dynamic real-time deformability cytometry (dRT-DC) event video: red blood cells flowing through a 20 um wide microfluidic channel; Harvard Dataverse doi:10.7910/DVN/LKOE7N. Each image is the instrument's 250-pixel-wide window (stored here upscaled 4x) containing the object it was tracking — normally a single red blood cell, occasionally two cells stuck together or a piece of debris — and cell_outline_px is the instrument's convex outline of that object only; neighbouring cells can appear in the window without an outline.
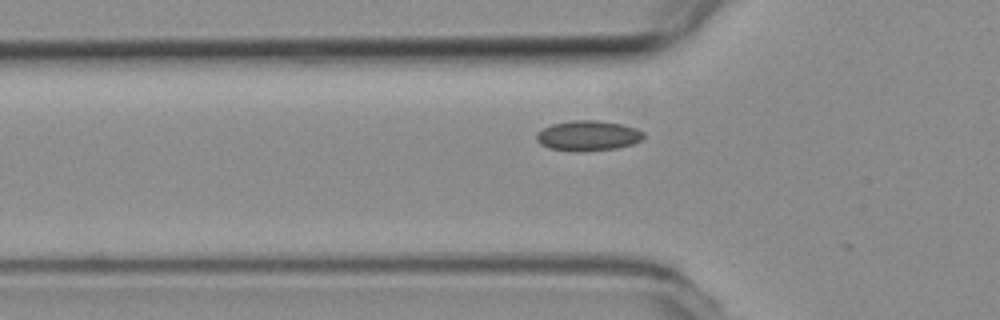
{"species": "common noctule bat (a hibernating species)", "species_latin": "Nyctalus noctula", "temperature_condition": "room temperature", "stored_images_in_passage": 2, "camera_frame_rate_fps": 3000, "um_per_image_px": 0.085, "animal": {"sex": "female", "body_mass_g": 19.3, "forearm_length_mm": 54.1}, "frame": {"image": 1, "passage_image": 2, "time_ms": 0.333, "image_size_px": [1000, 320], "cell_outline_px": [[644, 136], [640, 140], [632, 144], [616, 148], [584, 152], [572, 152], [548, 148], [540, 144], [536, 140], [536, 132], [552, 124], [572, 120], [600, 120], [620, 124], [636, 128], [644, 132]], "centroid_in_image_um": [49.94, 11.54], "position_along_channel_um": 75.9, "area_um2": 19.07}}